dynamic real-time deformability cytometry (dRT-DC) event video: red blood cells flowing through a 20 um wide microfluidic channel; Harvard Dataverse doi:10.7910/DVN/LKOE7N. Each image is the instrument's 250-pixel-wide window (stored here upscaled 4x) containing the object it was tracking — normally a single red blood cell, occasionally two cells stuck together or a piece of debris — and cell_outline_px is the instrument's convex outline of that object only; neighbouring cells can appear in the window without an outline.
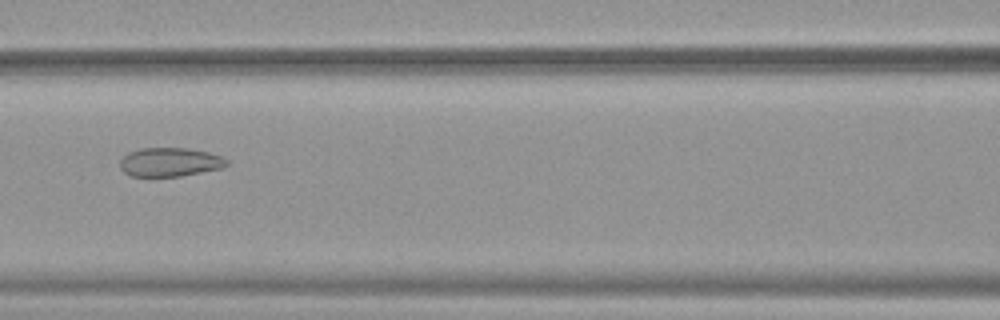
{"species": "common noctule bat (a hibernating species)", "species_latin": "Nyctalus noctula", "temperature_condition": "warm", "stored_images_in_passage": 49, "camera_frame_rate_fps": 3000, "um_per_image_px": 0.085, "animal": {"sex": "female", "body_mass_g": 19.9}, "frame": {"image": 1, "passage_image": 20, "time_ms": 6.333, "image_size_px": [1000, 320], "cell_outline_px": [[228, 164], [224, 168], [180, 176], [132, 176], [124, 172], [120, 168], [120, 160], [128, 152], [140, 148], [188, 148], [208, 152], [220, 156], [228, 160]], "centroid_in_image_um": [14.45, 13.77], "position_along_channel_um": 152.2, "area_um2": 17.98}}
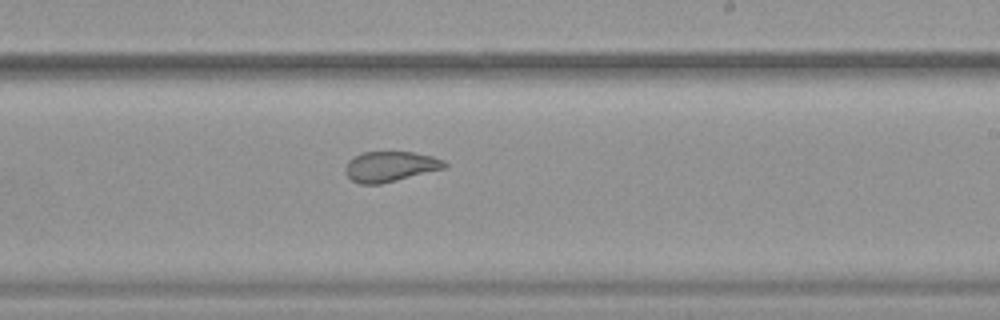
{"frame": {"image": 2, "passage_image": 28, "time_ms": 9.0, "image_size_px": [1000, 320], "cell_outline_px": [[448, 168], [380, 184], [360, 184], [352, 180], [344, 172], [344, 168], [348, 160], [360, 152], [412, 152], [432, 156], [444, 160], [448, 164]], "centroid_in_image_um": [33.18, 14.15], "position_along_channel_um": 255.8, "area_um2": 17.74}}
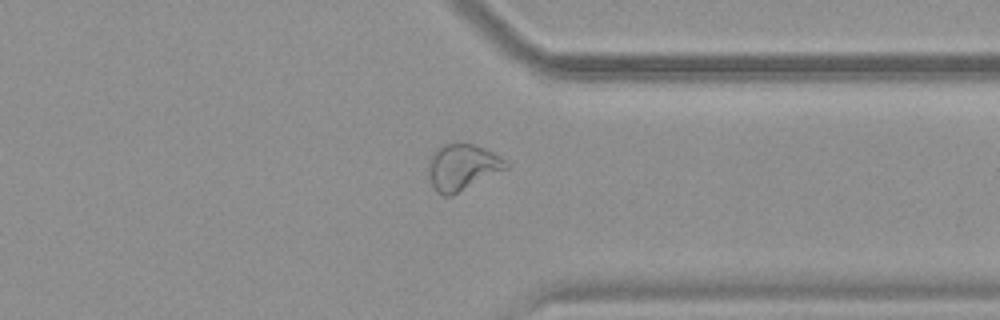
{"frame": {"image": 3, "passage_image": 37, "time_ms": 12.0, "image_size_px": [1000, 320], "cell_outline_px": [[508, 168], [452, 196], [444, 196], [436, 192], [432, 188], [428, 172], [428, 164], [432, 152], [436, 148], [444, 144], [472, 144], [484, 148], [500, 156], [508, 164]], "centroid_in_image_um": [39.26, 14.23], "position_along_channel_um": 372.1, "area_um2": 20.92}, "authors_computed_cell_mechanics": {"area_um2": 22.4264, "velocity_mm_per_s": 3.9109, "shape_relaxation_time_tau1_ms": null, "shape_relaxation_time_tau2_ms": 1.5811, "deformation_change_tau1": null, "deformation_change_tau2": 0.0864}}